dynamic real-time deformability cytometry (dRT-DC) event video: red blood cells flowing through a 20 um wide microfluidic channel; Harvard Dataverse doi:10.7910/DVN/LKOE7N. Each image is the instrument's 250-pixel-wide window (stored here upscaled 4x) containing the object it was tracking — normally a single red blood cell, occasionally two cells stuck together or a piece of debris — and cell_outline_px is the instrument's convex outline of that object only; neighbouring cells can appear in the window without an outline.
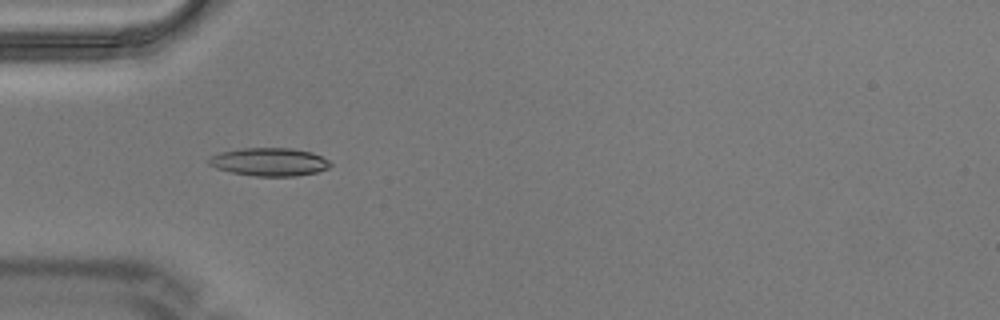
{"species": "Egyptian fruit bat (a non-hibernating species)", "species_latin": "Rousettus aegyptiacus", "temperature_condition": "warm", "stored_images_in_passage": 10, "camera_frame_rate_fps": 3000, "um_per_image_px": 0.085, "animal": {"sex": "male"}, "frame": {"image": 1, "passage_image": 4, "time_ms": 1.0, "image_size_px": [1000, 320], "cell_outline_px": [[332, 164], [328, 168], [316, 172], [296, 176], [256, 176], [232, 172], [216, 168], [208, 164], [208, 160], [212, 156], [220, 152], [240, 148], [292, 148], [312, 152], [328, 160]], "centroid_in_image_um": [22.9, 13.75], "position_along_channel_um": 62.1, "area_um2": 19.83}}
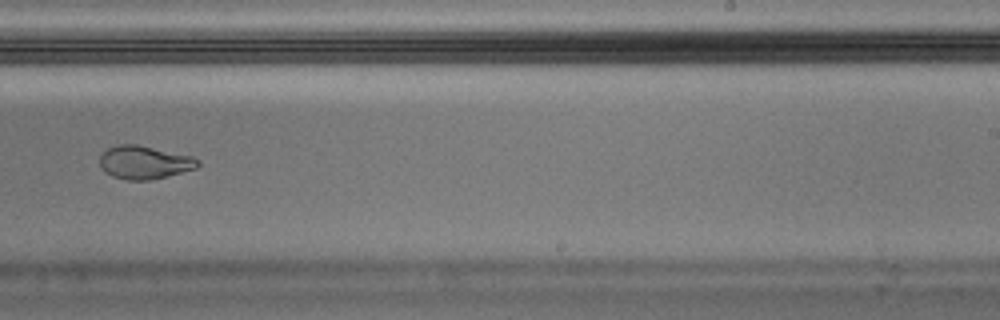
{"frame": {"image": 2, "passage_image": 9, "time_ms": 2.667, "image_size_px": [1000, 320], "cell_outline_px": [[200, 164], [196, 168], [168, 176], [148, 180], [128, 180], [112, 176], [104, 172], [100, 168], [100, 156], [108, 148], [116, 144], [136, 144], [192, 156], [200, 160]], "centroid_in_image_um": [12.26, 13.8], "position_along_channel_um": 276.7, "area_um2": 19.02}}